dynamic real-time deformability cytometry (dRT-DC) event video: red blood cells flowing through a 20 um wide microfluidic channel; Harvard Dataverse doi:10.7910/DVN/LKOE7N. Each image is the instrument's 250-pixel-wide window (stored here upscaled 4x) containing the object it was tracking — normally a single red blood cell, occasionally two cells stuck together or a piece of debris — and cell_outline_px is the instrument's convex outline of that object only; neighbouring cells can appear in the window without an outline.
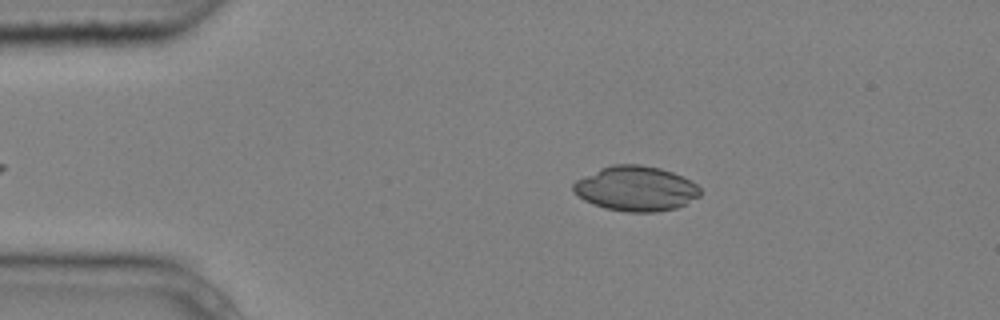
{"species": "common noctule bat (a hibernating species)", "species_latin": "Nyctalus noctula", "temperature_condition": "cold", "stored_images_in_passage": 5, "segment_of_instrument_passage": [2, 2], "camera_frame_rate_fps": 3000, "um_per_image_px": 0.085, "animal": {"sex": "male", "body_mass_g": 20.4}, "frame": {"image": 1, "passage_image": 5, "time_ms": 1.333, "image_size_px": [1000, 320], "cell_outline_px": [[700, 196], [676, 208], [656, 212], [628, 212], [604, 208], [592, 204], [584, 200], [572, 188], [572, 184], [576, 180], [600, 168], [612, 164], [640, 164], [660, 168], [672, 172], [696, 184], [700, 188]], "centroid_in_image_um": [54.03, 16.03], "position_along_channel_um": 31.0, "area_um2": 33.06}}